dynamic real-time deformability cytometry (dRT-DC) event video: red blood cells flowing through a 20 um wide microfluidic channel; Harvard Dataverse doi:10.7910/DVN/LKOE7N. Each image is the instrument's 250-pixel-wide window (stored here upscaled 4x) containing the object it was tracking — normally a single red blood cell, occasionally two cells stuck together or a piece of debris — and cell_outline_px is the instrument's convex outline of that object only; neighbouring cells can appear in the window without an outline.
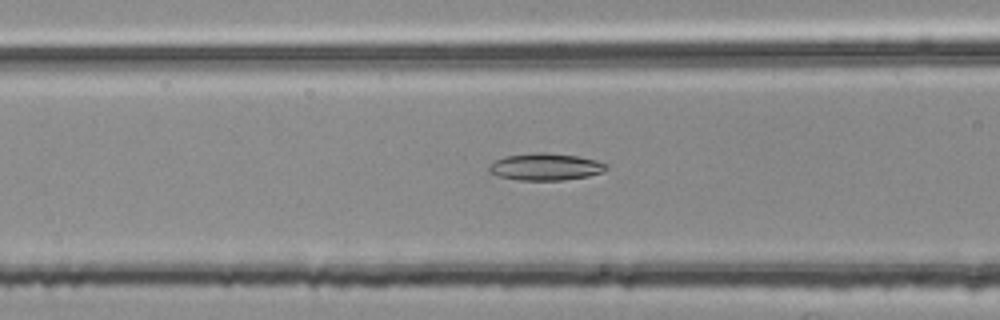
{"species": "common noctule bat (a hibernating species)", "species_latin": "Nyctalus noctula", "temperature_condition": "room temperature", "stored_images_in_passage": 32, "camera_frame_rate_fps": 3000, "um_per_image_px": 0.085, "animal": {"sex": "female", "body_mass_g": 25.1}, "frame": {"image": 1, "passage_image": 10, "time_ms": 3.0, "image_size_px": [1000, 320], "cell_outline_px": [[608, 168], [604, 172], [588, 176], [564, 180], [516, 180], [500, 176], [488, 172], [488, 164], [504, 156], [532, 152], [544, 152], [576, 156], [596, 160], [608, 164]], "centroid_in_image_um": [46.36, 14.17], "position_along_channel_um": 120.2, "area_um2": 18.67}}
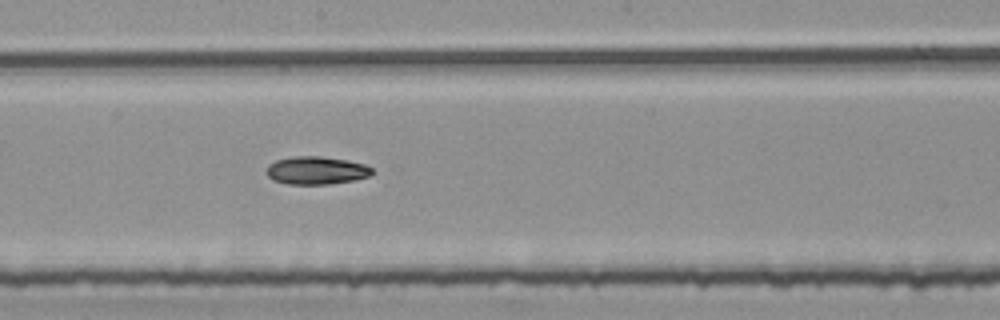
{"frame": {"image": 2, "passage_image": 18, "time_ms": 5.667, "image_size_px": [1000, 320], "cell_outline_px": [[372, 172], [368, 176], [352, 180], [328, 184], [288, 184], [272, 180], [264, 172], [268, 164], [276, 160], [292, 156], [320, 156], [348, 160], [364, 164], [372, 168]], "centroid_in_image_um": [26.82, 14.48], "position_along_channel_um": 221.4, "area_um2": 17.22}}
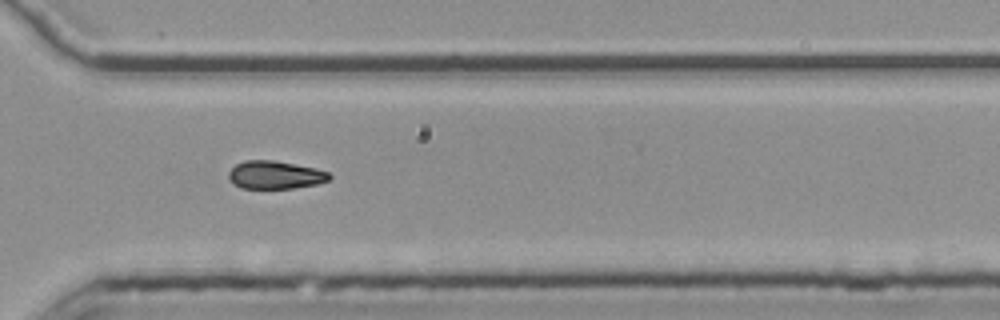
{"frame": {"image": 3, "passage_image": 28, "time_ms": 9.0, "image_size_px": [1000, 320], "cell_outline_px": [[332, 176], [328, 180], [316, 184], [292, 188], [240, 188], [228, 176], [228, 172], [236, 164], [244, 160], [276, 160], [316, 168], [328, 172]], "centroid_in_image_um": [23.4, 14.85], "position_along_channel_um": 347.2, "area_um2": 16.36}}